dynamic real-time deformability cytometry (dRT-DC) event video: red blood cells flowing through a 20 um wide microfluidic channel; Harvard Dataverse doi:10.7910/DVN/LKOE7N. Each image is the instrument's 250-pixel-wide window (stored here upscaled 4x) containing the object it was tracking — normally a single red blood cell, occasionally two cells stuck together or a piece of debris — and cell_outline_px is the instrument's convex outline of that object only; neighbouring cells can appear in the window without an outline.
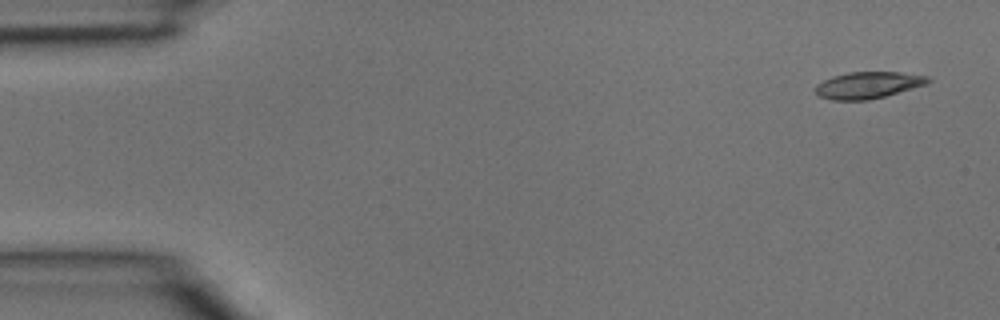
{"species": "common noctule bat (a hibernating species)", "species_latin": "Nyctalus noctula", "temperature_condition": "room temperature", "stored_images_in_passage": 4, "camera_frame_rate_fps": 3000, "um_per_image_px": 0.085, "animal": {"sex": "male", "body_mass_g": 15.6}, "frame": {"image": 1, "passage_image": 1, "time_ms": 0.0, "image_size_px": [1000, 320], "cell_outline_px": [[932, 80], [928, 84], [884, 96], [868, 100], [832, 100], [820, 96], [816, 92], [816, 84], [832, 76], [848, 72], [900, 72], [928, 76]], "centroid_in_image_um": [73.81, 7.23], "position_along_channel_um": 11.2, "area_um2": 17.46}}
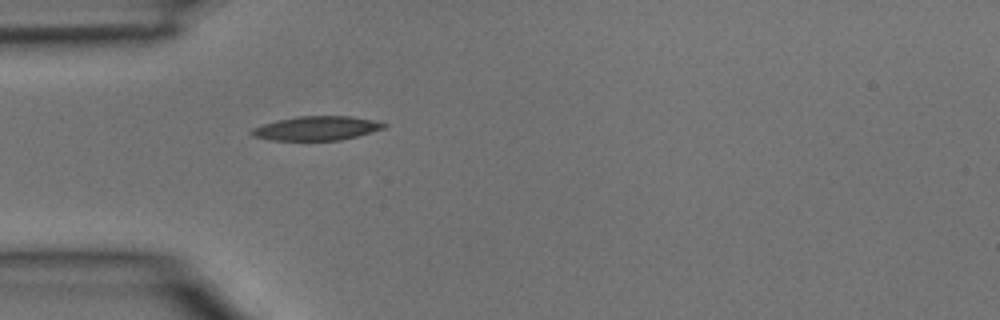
{"frame": {"image": 2, "passage_image": 4, "time_ms": 1.0, "image_size_px": [1000, 320], "cell_outline_px": [[388, 124], [384, 128], [356, 136], [340, 140], [272, 140], [252, 136], [248, 132], [252, 128], [276, 120], [296, 116], [352, 116], [372, 120]], "centroid_in_image_um": [26.86, 10.9], "position_along_channel_um": 58.1, "area_um2": 18.5}}